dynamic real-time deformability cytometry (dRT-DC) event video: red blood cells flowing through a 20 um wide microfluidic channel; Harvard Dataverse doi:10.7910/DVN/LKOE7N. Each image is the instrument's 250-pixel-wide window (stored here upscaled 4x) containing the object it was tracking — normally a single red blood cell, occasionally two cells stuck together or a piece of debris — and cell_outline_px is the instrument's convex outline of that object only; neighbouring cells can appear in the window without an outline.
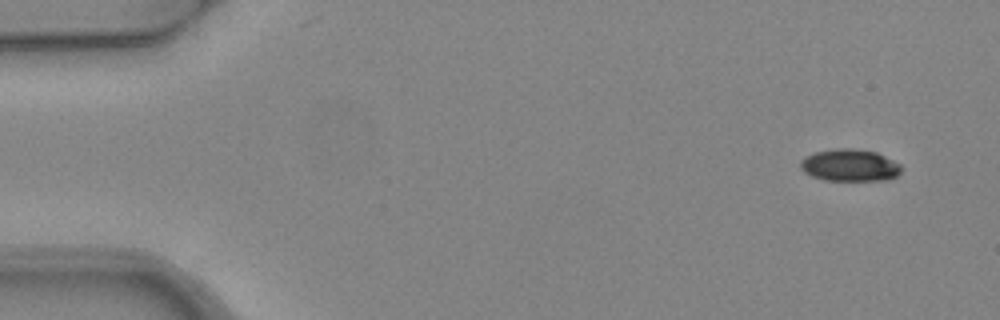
{"species": "common noctule bat (a hibernating species)", "species_latin": "Nyctalus noctula", "temperature_condition": "warm", "stored_images_in_passage": 4, "camera_frame_rate_fps": 3000, "um_per_image_px": 0.085, "animal": {"sex": "female", "body_mass_g": 24.6, "forearm_length_mm": 56.2}, "frame": {"image": 1, "passage_image": 1, "time_ms": 0.0, "image_size_px": [1000, 320], "cell_outline_px": [[904, 168], [896, 176], [888, 180], [824, 180], [812, 176], [804, 172], [800, 168], [800, 160], [804, 156], [816, 152], [836, 148], [852, 148], [876, 152], [900, 164]], "centroid_in_image_um": [72.22, 14.05], "position_along_channel_um": 12.8, "area_um2": 18.96}}